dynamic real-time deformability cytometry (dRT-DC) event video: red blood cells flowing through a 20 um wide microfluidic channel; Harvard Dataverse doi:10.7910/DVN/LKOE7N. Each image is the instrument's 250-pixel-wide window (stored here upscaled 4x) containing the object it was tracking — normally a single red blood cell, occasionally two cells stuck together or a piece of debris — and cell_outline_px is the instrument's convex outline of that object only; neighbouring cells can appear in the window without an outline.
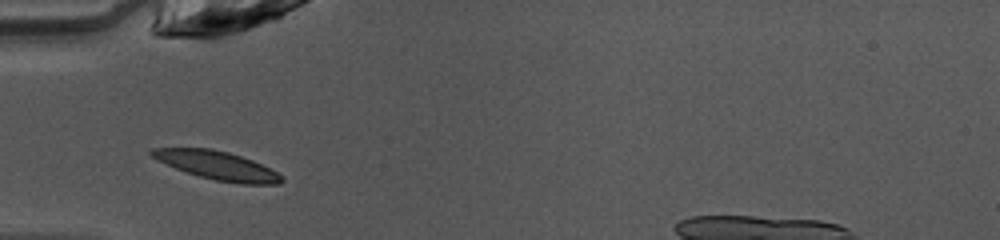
{"species": "common noctule bat (a hibernating species)", "species_latin": "Nyctalus noctula", "temperature_condition": "warm", "stored_images_in_passage": 33, "camera_frame_rate_fps": 3000, "um_per_image_px": 0.085, "animal": {"sex": "female", "body_mass_g": 10.0, "forearm_length_mm": 53.1}, "frame": {"image": 1, "passage_image": 2, "time_ms": 0.333, "image_size_px": [1000, 240], "cell_outline_px": [[284, 180], [280, 184], [240, 184], [216, 180], [200, 176], [176, 168], [156, 160], [148, 152], [152, 148], [212, 148], [228, 152], [252, 160], [284, 176]], "centroid_in_image_um": [18.47, 14.06], "position_along_channel_um": 66.5, "area_um2": 21.39}}
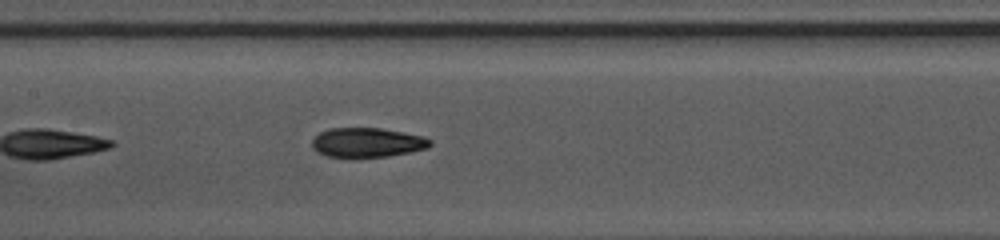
{"frame": {"image": 2, "passage_image": 10, "time_ms": 3.0, "image_size_px": [1000, 240], "cell_outline_px": [[432, 144], [428, 148], [388, 156], [352, 160], [328, 156], [316, 152], [312, 148], [312, 140], [320, 132], [328, 128], [380, 128], [404, 132], [424, 136], [432, 140]], "centroid_in_image_um": [31.19, 12.14], "position_along_channel_um": 176.2, "area_um2": 20.98}}
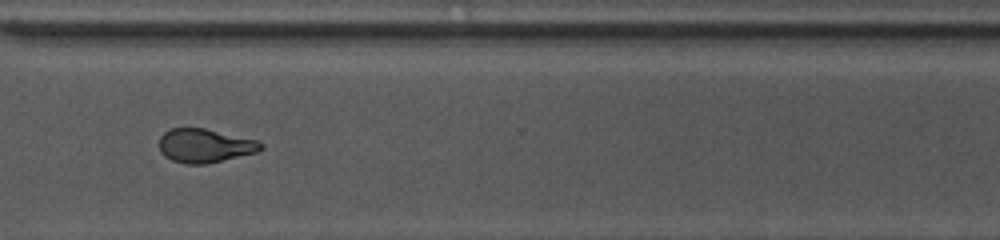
{"frame": {"image": 3, "passage_image": 23, "time_ms": 7.333, "image_size_px": [1000, 240], "cell_outline_px": [[264, 148], [256, 152], [204, 164], [184, 164], [172, 160], [164, 156], [160, 152], [160, 136], [164, 132], [172, 128], [204, 128], [256, 140], [264, 144]], "centroid_in_image_um": [17.38, 12.38], "position_along_channel_um": 353.2, "area_um2": 19.83}}